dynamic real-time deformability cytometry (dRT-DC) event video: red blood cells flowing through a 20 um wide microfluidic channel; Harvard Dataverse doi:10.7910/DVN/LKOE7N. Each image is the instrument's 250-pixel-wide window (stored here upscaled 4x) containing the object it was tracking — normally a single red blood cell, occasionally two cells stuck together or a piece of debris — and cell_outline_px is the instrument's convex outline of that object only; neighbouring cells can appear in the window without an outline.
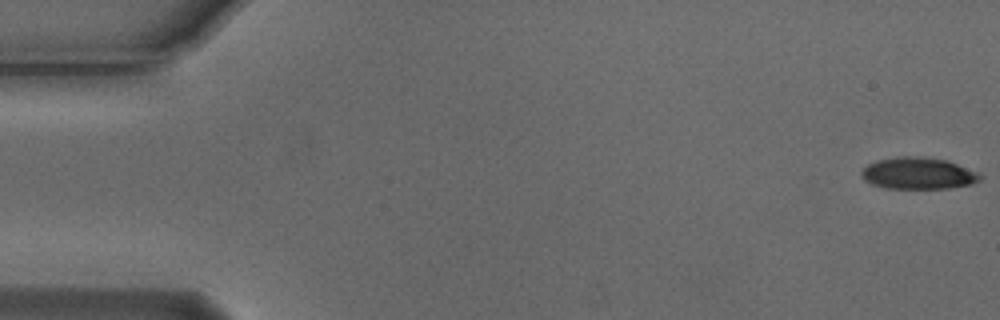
{"species": "Egyptian fruit bat (a non-hibernating species)", "species_latin": "Rousettus aegyptiacus", "temperature_condition": "cold", "stored_images_in_passage": 6, "camera_frame_rate_fps": 3000, "um_per_image_px": 0.085, "animal": {"sex": "male"}, "frame": {"image": 1, "passage_image": 1, "time_ms": 0.0, "image_size_px": [1000, 320], "cell_outline_px": [[984, 176], [980, 180], [972, 184], [948, 188], [884, 188], [872, 184], [864, 180], [860, 176], [860, 172], [868, 164], [876, 160], [896, 156], [924, 156], [948, 160]], "centroid_in_image_um": [78.01, 14.72], "position_along_channel_um": 7.0, "area_um2": 22.08}}
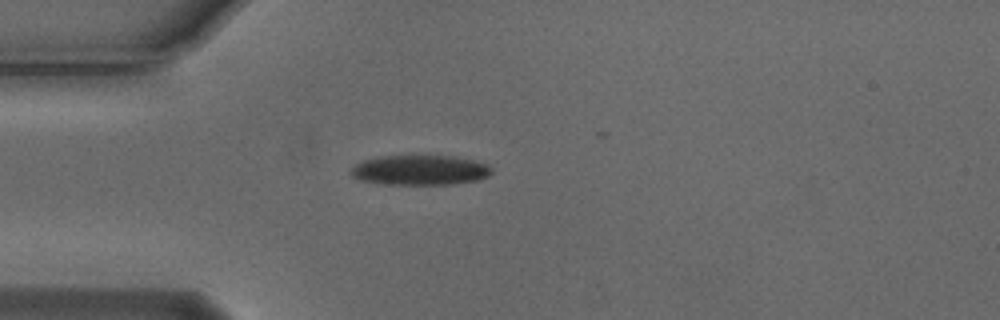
{"frame": {"image": 2, "passage_image": 5, "time_ms": 1.333, "image_size_px": [1000, 320], "cell_outline_px": [[492, 172], [488, 176], [476, 180], [452, 184], [384, 184], [360, 180], [352, 176], [352, 168], [356, 164], [364, 160], [380, 156], [412, 152], [456, 156], [488, 164], [492, 168]], "centroid_in_image_um": [35.71, 14.4], "position_along_channel_um": 49.3, "area_um2": 25.49}}